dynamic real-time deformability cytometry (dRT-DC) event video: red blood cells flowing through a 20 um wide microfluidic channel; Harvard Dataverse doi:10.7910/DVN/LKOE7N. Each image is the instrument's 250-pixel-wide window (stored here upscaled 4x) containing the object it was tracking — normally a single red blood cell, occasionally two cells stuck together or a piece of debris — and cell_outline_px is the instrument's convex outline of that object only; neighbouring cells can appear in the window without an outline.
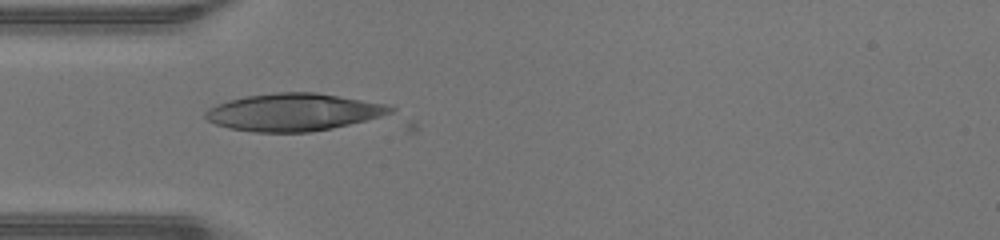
{"species": "human", "species_latin": "Homo sapiens", "temperature_condition": "warm", "stored_images_in_passage": 31, "camera_frame_rate_fps": 3000, "um_per_image_px": 0.085, "donor": {"sex": "male"}, "frame": {"image": 1, "passage_image": 1, "time_ms": 0.0, "image_size_px": [1000, 240], "cell_outline_px": [[396, 108], [392, 112], [380, 116], [332, 128], [308, 132], [252, 132], [228, 128], [216, 124], [208, 120], [204, 116], [204, 112], [208, 108], [216, 104], [228, 100], [244, 96], [276, 92], [316, 92], [388, 104]], "centroid_in_image_um": [24.91, 9.52], "position_along_channel_um": 60.1, "area_um2": 40.34}}
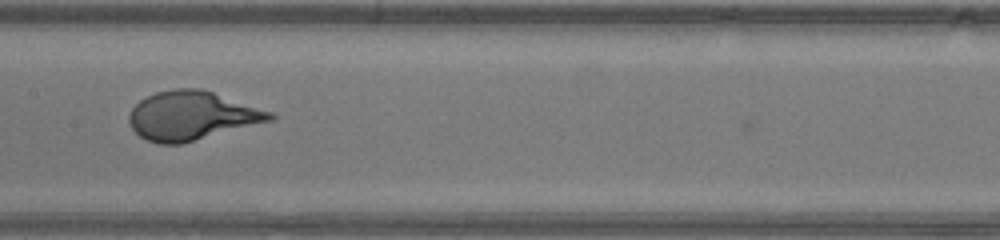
{"frame": {"image": 2, "passage_image": 10, "time_ms": 3.0, "image_size_px": [1000, 240], "cell_outline_px": [[276, 116], [272, 120], [180, 144], [156, 144], [140, 136], [132, 128], [128, 120], [128, 116], [132, 108], [140, 100], [156, 92], [176, 88], [200, 88], [272, 112]], "centroid_in_image_um": [16.27, 9.83], "position_along_channel_um": 191.1, "area_um2": 39.59}}
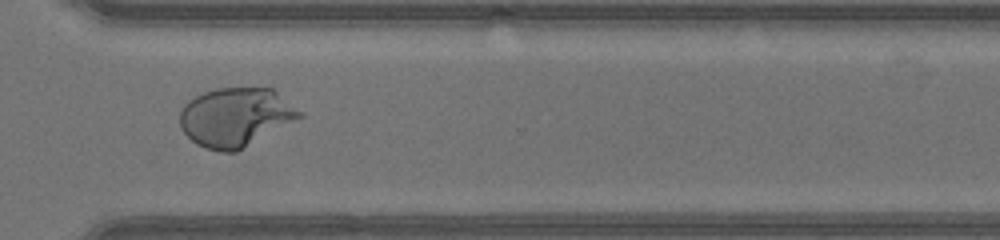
{"frame": {"image": 3, "passage_image": 21, "time_ms": 6.667, "image_size_px": [1000, 240], "cell_outline_px": [[304, 116], [236, 152], [220, 152], [196, 144], [180, 128], [180, 112], [184, 104], [188, 100], [204, 92], [216, 88], [272, 88], [304, 112]], "centroid_in_image_um": [20.04, 9.95], "position_along_channel_um": 350.6, "area_um2": 41.1}, "authors_computed_cell_mechanics": {"area_um2": 40.3444, "velocity_mm_per_s": 4.3607, "shape_relaxation_time_tau1_ms": 3.4018, "shape_relaxation_time_tau2_ms": null, "deformation_change_tau1": 0.2656, "deformation_change_tau2": null}}